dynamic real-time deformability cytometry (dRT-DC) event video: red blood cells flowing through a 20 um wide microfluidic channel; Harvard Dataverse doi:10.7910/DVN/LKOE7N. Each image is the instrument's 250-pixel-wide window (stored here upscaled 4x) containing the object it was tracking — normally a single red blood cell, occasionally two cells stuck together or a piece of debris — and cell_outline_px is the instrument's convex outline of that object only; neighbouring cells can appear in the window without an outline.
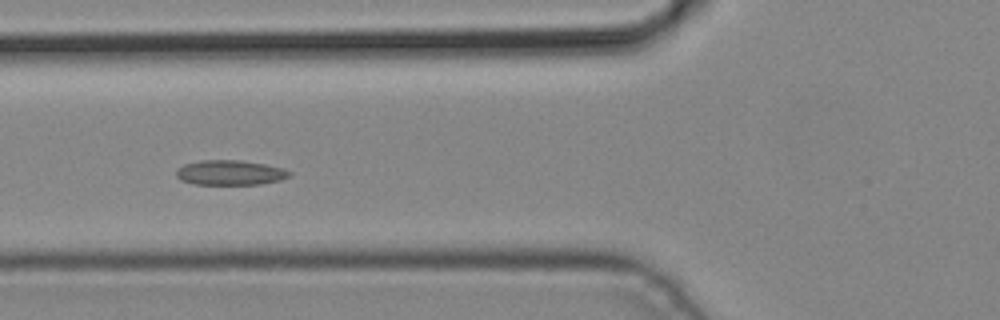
{"species": "common noctule bat (a hibernating species)", "species_latin": "Nyctalus noctula", "temperature_condition": "cold", "stored_images_in_passage": 5, "camera_frame_rate_fps": 3000, "um_per_image_px": 0.085, "animal": {"sex": "male", "body_mass_g": 19.2, "forearm_length_mm": 51.8}, "frame": {"image": 1, "passage_image": 5, "time_ms": 1.333, "image_size_px": [1000, 320], "cell_outline_px": [[292, 172], [288, 176], [280, 180], [260, 184], [192, 184], [180, 180], [176, 176], [176, 168], [184, 164], [200, 160], [240, 160], [264, 164], [280, 168]], "centroid_in_image_um": [19.49, 14.67], "position_along_channel_um": 106.3, "area_um2": 16.36}}